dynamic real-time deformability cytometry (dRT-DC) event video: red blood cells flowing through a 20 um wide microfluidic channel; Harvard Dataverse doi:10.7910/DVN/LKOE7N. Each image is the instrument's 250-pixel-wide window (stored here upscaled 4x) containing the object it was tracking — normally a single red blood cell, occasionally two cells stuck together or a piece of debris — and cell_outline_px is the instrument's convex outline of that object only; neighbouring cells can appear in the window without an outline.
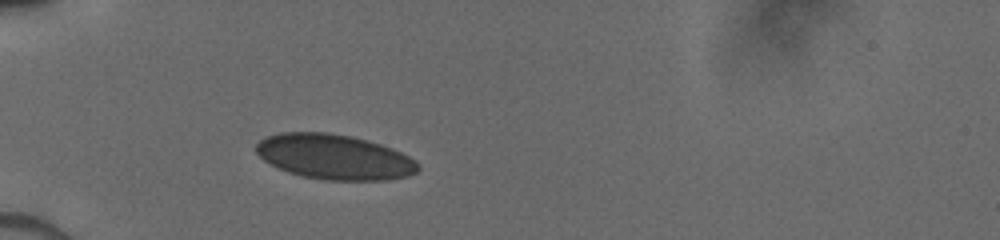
{"species": "human", "species_latin": "Homo sapiens", "temperature_condition": "cold", "stored_images_in_passage": 3, "camera_frame_rate_fps": 3000, "um_per_image_px": 0.085, "donor": {"sex": "male"}, "frame": {"image": 1, "passage_image": 1, "time_ms": 0.0, "image_size_px": [1000, 240], "cell_outline_px": [[420, 168], [416, 172], [408, 176], [384, 180], [324, 180], [300, 176], [288, 172], [264, 160], [256, 152], [256, 144], [264, 136], [280, 132], [328, 132], [352, 136], [380, 144], [392, 148], [416, 160], [420, 164]], "centroid_in_image_um": [28.42, 13.33], "position_along_channel_um": 56.6, "area_um2": 42.66}}
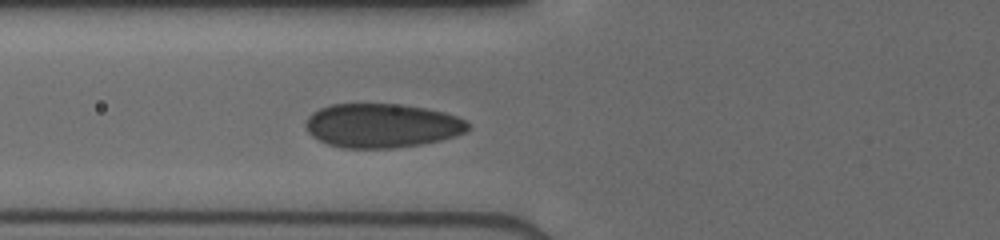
{"frame": {"image": 2, "passage_image": 3, "time_ms": 1.333, "image_size_px": [1000, 240], "cell_outline_px": [[472, 128], [468, 132], [456, 136], [440, 140], [420, 144], [392, 148], [344, 148], [328, 144], [312, 136], [304, 128], [304, 124], [308, 116], [312, 112], [320, 108], [332, 104], [400, 104], [424, 108], [444, 112], [456, 116], [464, 120]], "centroid_in_image_um": [32.46, 10.67], "position_along_channel_um": 93.3, "area_um2": 41.85}}